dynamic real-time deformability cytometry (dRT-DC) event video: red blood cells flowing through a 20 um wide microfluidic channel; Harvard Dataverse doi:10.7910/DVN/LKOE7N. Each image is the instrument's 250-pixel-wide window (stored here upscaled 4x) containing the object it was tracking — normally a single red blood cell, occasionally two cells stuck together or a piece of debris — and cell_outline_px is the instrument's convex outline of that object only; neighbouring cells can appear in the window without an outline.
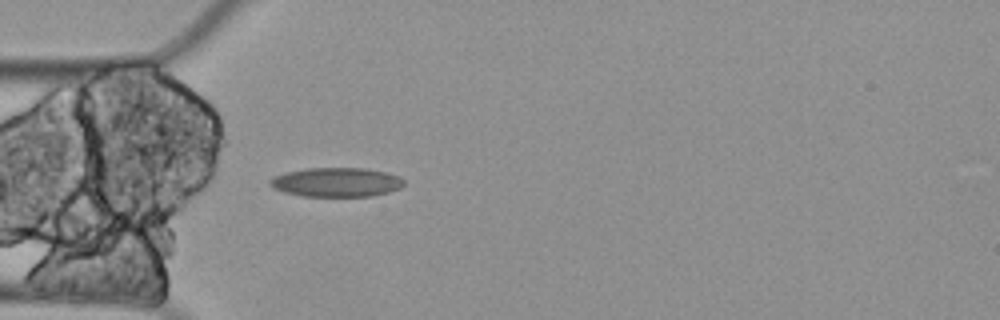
{"species": "Egyptian fruit bat (a non-hibernating species)", "species_latin": "Rousettus aegyptiacus", "temperature_condition": "cold", "stored_images_in_passage": 4, "camera_frame_rate_fps": 3000, "um_per_image_px": 0.085, "animal": {"sex": "female"}, "frame": {"image": 1, "passage_image": 4, "time_ms": 1.0, "image_size_px": [1000, 320], "cell_outline_px": [[404, 184], [400, 188], [388, 192], [372, 196], [300, 196], [284, 192], [272, 188], [268, 184], [268, 180], [272, 176], [284, 172], [308, 168], [364, 168], [388, 172], [400, 176], [404, 180]], "centroid_in_image_um": [28.56, 15.48], "position_along_channel_um": 56.4, "area_um2": 23.12}}